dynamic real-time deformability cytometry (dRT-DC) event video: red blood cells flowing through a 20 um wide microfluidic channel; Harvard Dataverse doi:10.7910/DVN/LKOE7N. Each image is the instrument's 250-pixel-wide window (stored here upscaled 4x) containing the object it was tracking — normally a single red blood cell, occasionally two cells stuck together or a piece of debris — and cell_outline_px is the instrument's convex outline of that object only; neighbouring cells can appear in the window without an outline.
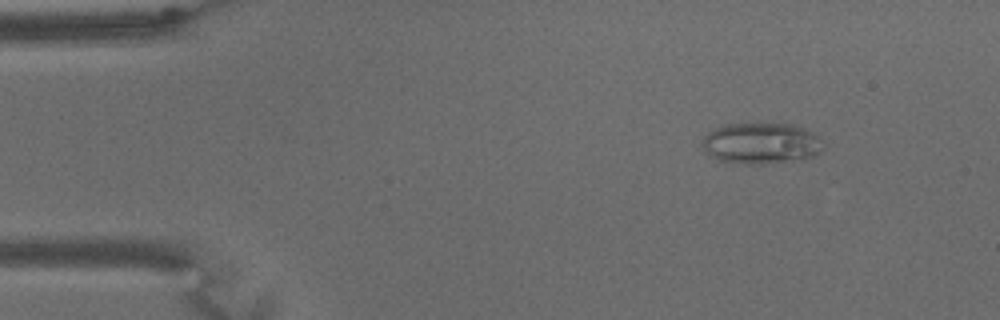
{"species": "common noctule bat (a hibernating species)", "species_latin": "Nyctalus noctula", "temperature_condition": "warm", "stored_images_in_passage": 65, "camera_frame_rate_fps": 3000, "um_per_image_px": 0.085, "animal": {"sex": "male", "body_mass_g": 15.6}, "frame": {"image": 1, "passage_image": 8, "time_ms": 2.333, "image_size_px": [1000, 320], "cell_outline_px": [[820, 152], [812, 156], [764, 164], [744, 164], [720, 160], [704, 152], [700, 144], [704, 136], [708, 132], [724, 124], [796, 124], [820, 136]], "centroid_in_image_um": [64.63, 12.17], "position_along_channel_um": 20.4, "area_um2": 28.73}}
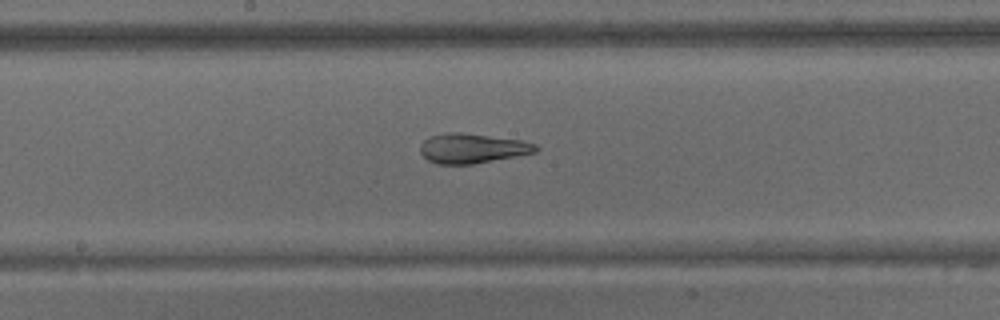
{"frame": {"image": 2, "passage_image": 34, "time_ms": 11.0, "image_size_px": [1000, 320], "cell_outline_px": [[540, 148], [536, 152], [516, 156], [472, 164], [436, 164], [428, 160], [420, 152], [420, 144], [428, 136], [448, 132], [460, 132], [520, 140], [536, 144]], "centroid_in_image_um": [40.12, 12.6], "position_along_channel_um": 208.1, "area_um2": 20.0}}
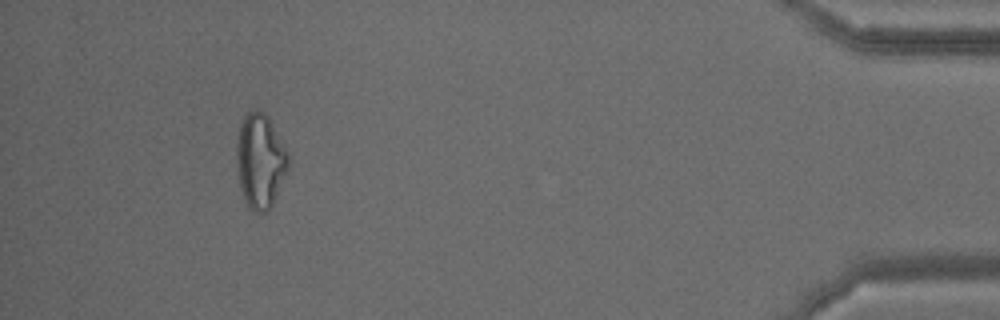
{"frame": {"image": 3, "passage_image": 60, "time_ms": 19.667, "image_size_px": [1000, 320], "cell_outline_px": [[288, 168], [272, 204], [268, 212], [252, 212], [248, 208], [244, 200], [240, 188], [236, 160], [236, 144], [240, 120], [252, 108], [256, 108], [264, 112], [268, 116], [288, 152]], "centroid_in_image_um": [22.09, 13.65], "position_along_channel_um": 413.1, "area_um2": 28.78}, "authors_computed_cell_mechanics": {"area_um2": 25.0852, "velocity_mm_per_s": 3.112, "shape_relaxation_time_tau1_ms": null, "shape_relaxation_time_tau2_ms": 1.7703, "deformation_change_tau1": null, "deformation_change_tau2": 0.0943}}